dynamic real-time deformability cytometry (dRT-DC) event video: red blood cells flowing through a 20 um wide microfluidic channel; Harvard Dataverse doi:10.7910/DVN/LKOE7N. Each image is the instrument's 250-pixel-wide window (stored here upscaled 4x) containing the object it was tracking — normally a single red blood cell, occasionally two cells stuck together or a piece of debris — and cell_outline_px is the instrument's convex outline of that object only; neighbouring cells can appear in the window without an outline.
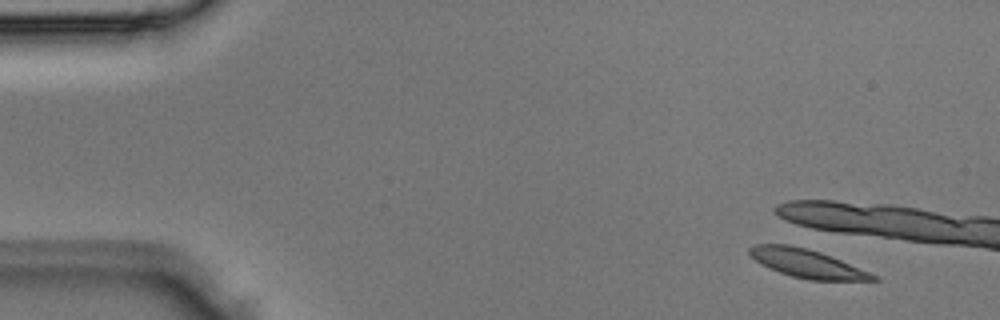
{"species": "Egyptian fruit bat (a non-hibernating species)", "species_latin": "Rousettus aegyptiacus", "temperature_condition": "room temperature", "stored_images_in_passage": 4, "segment_of_instrument_passage": [2, 2], "camera_frame_rate_fps": 3000, "um_per_image_px": 0.085, "animal": {"sex": "male"}, "frame": {"image": 1, "passage_image": 4, "time_ms": 1.0, "image_size_px": [1000, 320], "cell_outline_px": [[880, 280], [808, 280], [792, 276], [780, 272], [760, 264], [748, 252], [748, 248], [752, 244], [788, 244], [808, 248], [820, 252], [840, 260], [868, 272], [876, 276]], "centroid_in_image_um": [68.53, 22.38], "position_along_channel_um": 16.5, "area_um2": 20.17}}